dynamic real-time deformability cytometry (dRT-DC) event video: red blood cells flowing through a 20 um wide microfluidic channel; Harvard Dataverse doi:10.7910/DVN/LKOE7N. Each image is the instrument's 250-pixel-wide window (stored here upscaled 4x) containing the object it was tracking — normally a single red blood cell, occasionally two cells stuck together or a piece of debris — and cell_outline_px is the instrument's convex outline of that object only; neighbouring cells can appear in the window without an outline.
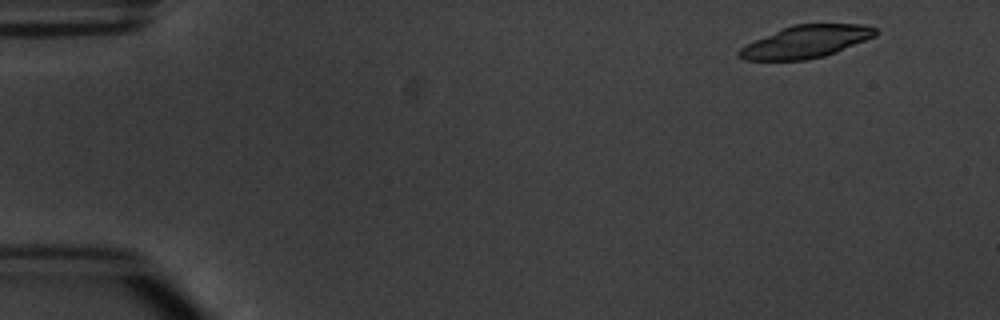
{"species": "common noctule bat (a hibernating species)", "species_latin": "Nyctalus noctula", "temperature_condition": "warm", "stored_images_in_passage": 9, "camera_frame_rate_fps": 3000, "um_per_image_px": 0.085, "animal": {"sex": "male", "body_mass_g": 20.1, "forearm_length_mm": 53.5}, "frame": {"image": 1, "passage_image": 1, "time_ms": 0.0, "image_size_px": [1000, 320], "cell_outline_px": [[880, 32], [876, 36], [836, 52], [824, 56], [804, 60], [744, 60], [736, 52], [740, 48], [756, 40], [792, 24], [860, 24], [876, 28]], "centroid_in_image_um": [68.55, 3.54], "position_along_channel_um": 16.5, "area_um2": 25.49}}
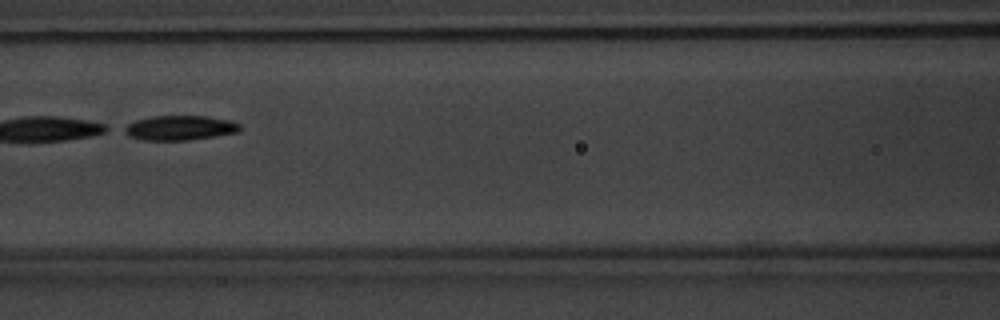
{"frame": {"image": 2, "passage_image": 6, "time_ms": 6.667, "image_size_px": [1000, 320], "cell_outline_px": [[240, 132], [216, 136], [188, 140], [144, 140], [128, 136], [120, 132], [120, 128], [136, 120], [152, 116], [208, 116], [232, 120], [240, 124]], "centroid_in_image_um": [15.26, 10.87], "position_along_channel_um": 151.3, "area_um2": 16.94}}
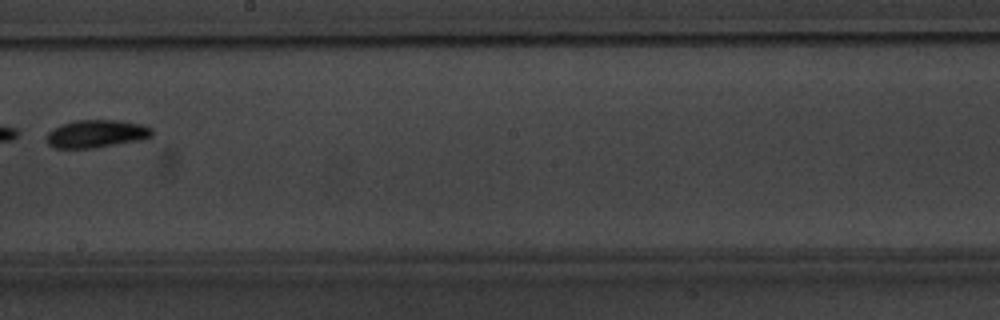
{"frame": {"image": 3, "passage_image": 8, "time_ms": 9.0, "image_size_px": [1000, 320], "cell_outline_px": [[152, 136], [140, 140], [92, 148], [56, 148], [48, 144], [44, 136], [52, 128], [60, 124], [76, 120], [120, 120], [140, 124], [152, 128]], "centroid_in_image_um": [8.14, 11.36], "position_along_channel_um": 240.1, "area_um2": 17.17}}